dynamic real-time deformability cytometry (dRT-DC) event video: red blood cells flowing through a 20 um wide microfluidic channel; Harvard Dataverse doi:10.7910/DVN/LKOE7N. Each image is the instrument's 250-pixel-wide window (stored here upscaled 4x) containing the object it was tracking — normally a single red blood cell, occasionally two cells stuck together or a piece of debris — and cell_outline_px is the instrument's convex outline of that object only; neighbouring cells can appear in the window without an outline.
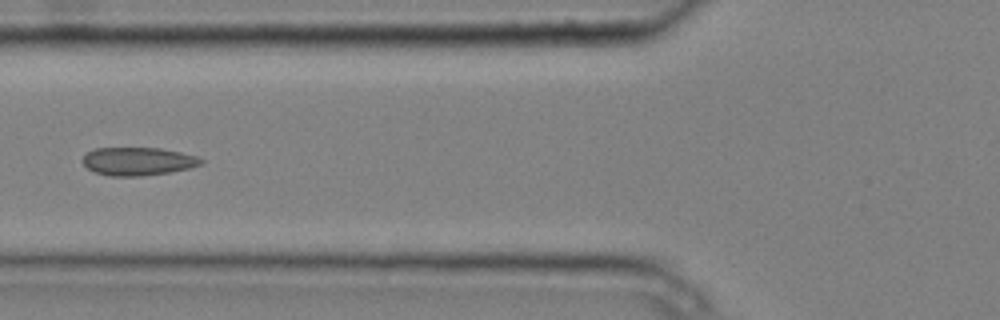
{"species": "common noctule bat (a hibernating species)", "species_latin": "Nyctalus noctula", "temperature_condition": "cold", "stored_images_in_passage": 7, "camera_frame_rate_fps": 3000, "um_per_image_px": 0.085, "animal": {"sex": "male", "body_mass_g": 20.4}, "frame": {"image": 1, "passage_image": 5, "time_ms": 1.333, "image_size_px": [1000, 320], "cell_outline_px": [[204, 164], [192, 168], [168, 172], [140, 176], [108, 176], [96, 172], [88, 168], [80, 160], [88, 152], [96, 148], [160, 148], [180, 152], [196, 156], [204, 160]], "centroid_in_image_um": [11.75, 13.71], "position_along_channel_um": 114.1, "area_um2": 19.42}}
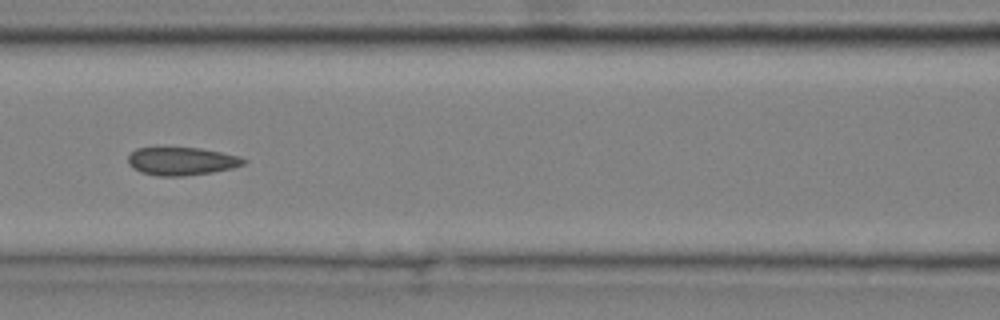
{"frame": {"image": 2, "passage_image": 6, "time_ms": 1.667, "image_size_px": [1000, 320], "cell_outline_px": [[248, 160], [244, 164], [232, 168], [212, 172], [184, 176], [156, 176], [140, 172], [132, 168], [128, 164], [128, 156], [136, 148], [164, 144], [200, 148], [240, 156]], "centroid_in_image_um": [15.37, 13.65], "position_along_channel_um": 151.2, "area_um2": 19.83}}
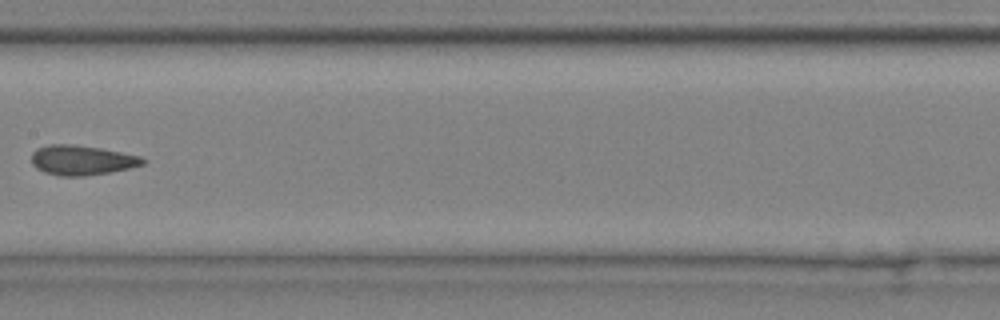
{"frame": {"image": 3, "passage_image": 7, "time_ms": 2.0, "image_size_px": [1000, 320], "cell_outline_px": [[148, 160], [144, 164], [128, 168], [108, 172], [84, 176], [60, 176], [44, 172], [36, 168], [32, 164], [32, 152], [36, 148], [48, 144], [72, 144], [100, 148], [140, 156]], "centroid_in_image_um": [6.92, 13.61], "position_along_channel_um": 200.5, "area_um2": 19.31}}